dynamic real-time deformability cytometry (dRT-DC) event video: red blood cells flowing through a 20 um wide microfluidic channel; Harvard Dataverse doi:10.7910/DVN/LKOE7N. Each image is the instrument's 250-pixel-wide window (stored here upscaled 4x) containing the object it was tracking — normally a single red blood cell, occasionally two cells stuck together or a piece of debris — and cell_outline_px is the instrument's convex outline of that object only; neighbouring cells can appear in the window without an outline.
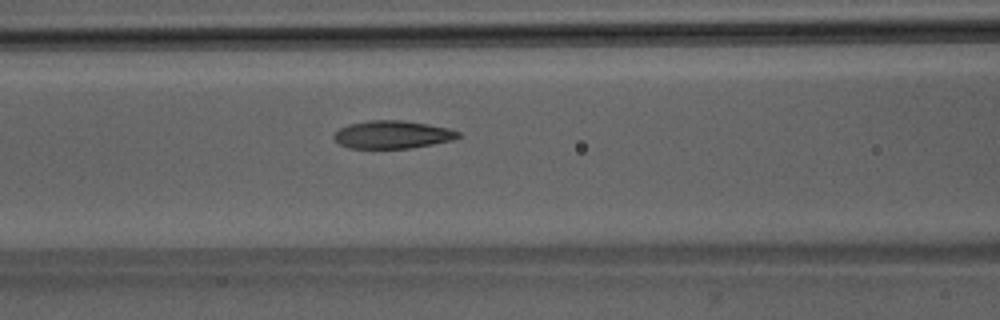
{"species": "Egyptian fruit bat (a non-hibernating species)", "species_latin": "Rousettus aegyptiacus", "temperature_condition": "room temperature", "stored_images_in_passage": 44, "camera_frame_rate_fps": 3000, "um_per_image_px": 0.085, "animal": {"sex": "male"}, "frame": {"image": 1, "passage_image": 16, "time_ms": 5.0, "image_size_px": [1000, 320], "cell_outline_px": [[460, 136], [452, 140], [412, 148], [348, 148], [340, 144], [332, 136], [340, 128], [348, 124], [368, 120], [400, 120], [428, 124], [448, 128], [460, 132]], "centroid_in_image_um": [33.34, 11.44], "position_along_channel_um": 133.3, "area_um2": 20.11}}
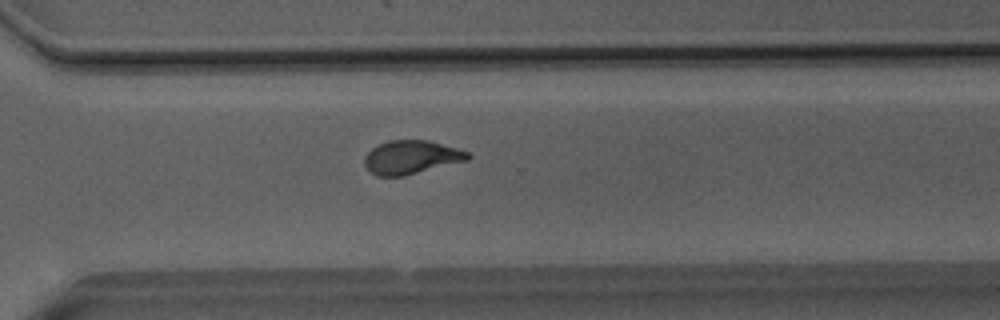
{"frame": {"image": 2, "passage_image": 31, "time_ms": 10.0, "image_size_px": [1000, 320], "cell_outline_px": [[472, 156], [468, 160], [404, 176], [376, 176], [364, 164], [364, 156], [372, 148], [388, 140], [428, 140], [472, 152]], "centroid_in_image_um": [34.99, 13.36], "position_along_channel_um": 335.6, "area_um2": 20.29}}
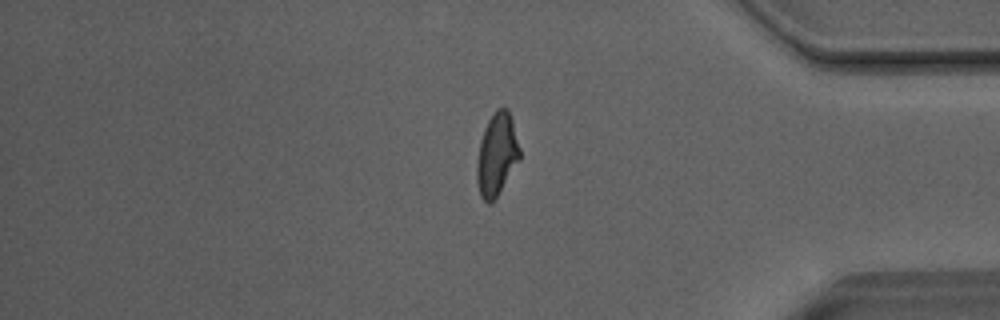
{"frame": {"image": 3, "passage_image": 37, "time_ms": 12.0, "image_size_px": [1000, 320], "cell_outline_px": [[520, 160], [496, 196], [488, 204], [480, 196], [476, 180], [476, 164], [480, 140], [484, 128], [488, 120], [496, 108], [508, 108], [512, 120], [520, 148]], "centroid_in_image_um": [42.21, 13.11], "position_along_channel_um": 393.0, "area_um2": 20.58}, "authors_computed_cell_mechanics": {"area_um2": 20.6924, "velocity_mm_per_s": 4.0596, "shape_relaxation_time_tau1_ms": 6.0808, "shape_relaxation_time_tau2_ms": 1.2553, "deformation_change_tau1": 0.2279, "deformation_change_tau2": 0.0853}}